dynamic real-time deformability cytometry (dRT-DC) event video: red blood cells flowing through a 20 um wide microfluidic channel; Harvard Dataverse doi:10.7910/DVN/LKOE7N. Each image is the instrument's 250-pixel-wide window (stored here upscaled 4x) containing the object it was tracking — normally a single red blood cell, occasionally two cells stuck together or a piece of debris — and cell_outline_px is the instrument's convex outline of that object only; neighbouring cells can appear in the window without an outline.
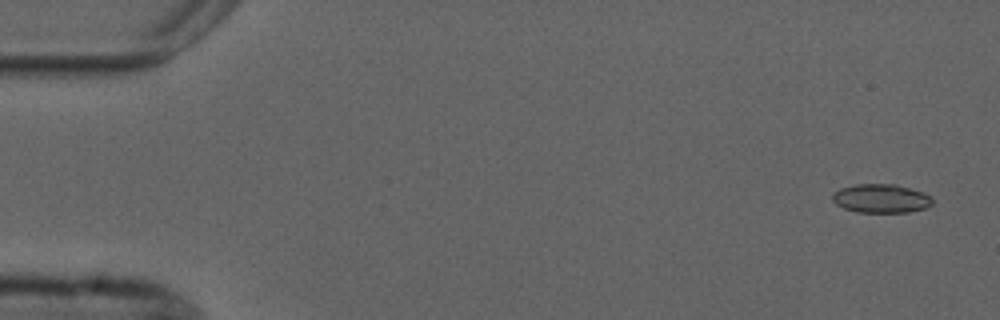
{"species": "common noctule bat (a hibernating species)", "species_latin": "Nyctalus noctula", "temperature_condition": "cold", "stored_images_in_passage": 5, "camera_frame_rate_fps": 3000, "um_per_image_px": 0.085, "animal": {"sex": "male", "forearm_length_mm": 52.5}, "frame": {"image": 1, "passage_image": 1, "time_ms": 0.0, "image_size_px": [1000, 320], "cell_outline_px": [[932, 204], [924, 208], [908, 212], [856, 212], [844, 208], [836, 204], [832, 200], [832, 192], [840, 188], [856, 184], [896, 184], [924, 192], [932, 196]], "centroid_in_image_um": [74.88, 16.86], "position_along_channel_um": 10.1, "area_um2": 16.88}}
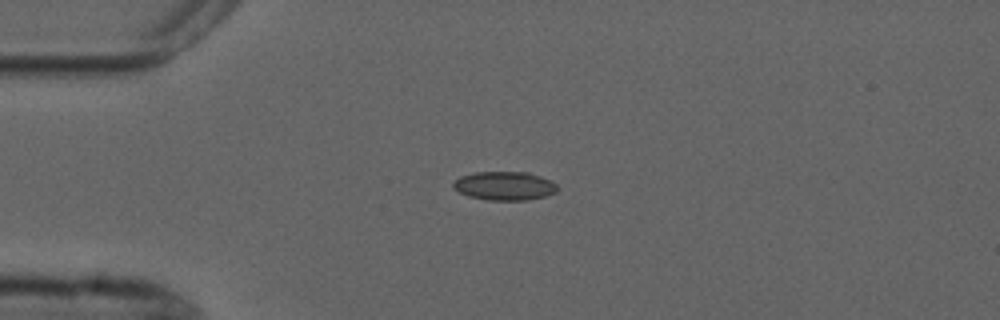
{"frame": {"image": 2, "passage_image": 4, "time_ms": 3.667, "image_size_px": [1000, 320], "cell_outline_px": [[560, 188], [556, 192], [544, 196], [524, 200], [488, 200], [468, 196], [452, 188], [452, 184], [460, 176], [472, 172], [528, 172], [540, 176], [556, 184]], "centroid_in_image_um": [42.86, 15.79], "position_along_channel_um": 42.1, "area_um2": 17.4}}